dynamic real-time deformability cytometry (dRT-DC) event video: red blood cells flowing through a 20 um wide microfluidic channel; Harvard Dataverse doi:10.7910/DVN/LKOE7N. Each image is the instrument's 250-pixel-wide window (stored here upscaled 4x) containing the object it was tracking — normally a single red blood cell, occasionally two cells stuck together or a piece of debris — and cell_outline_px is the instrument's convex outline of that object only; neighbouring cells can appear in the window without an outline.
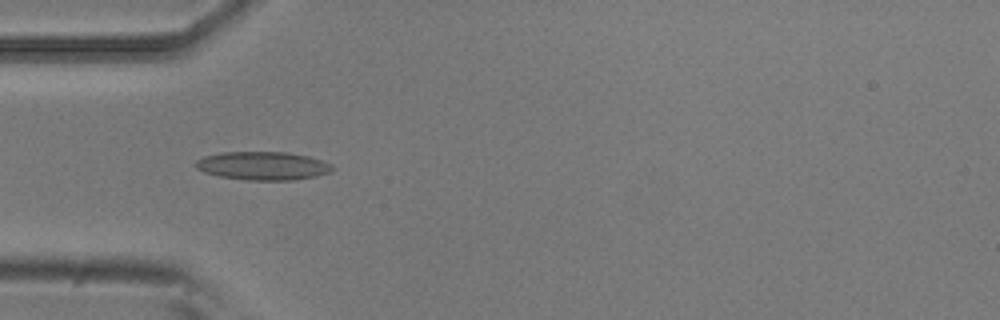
{"species": "common noctule bat (a hibernating species)", "species_latin": "Nyctalus noctula", "temperature_condition": "room temperature", "stored_images_in_passage": 9, "camera_frame_rate_fps": 3000, "um_per_image_px": 0.085, "animal": {"sex": "male", "body_mass_g": 20.5, "forearm_length_mm": 52.5}, "frame": {"image": 1, "passage_image": 4, "time_ms": 1.0, "image_size_px": [1000, 320], "cell_outline_px": [[336, 168], [332, 172], [316, 176], [292, 180], [248, 180], [220, 176], [204, 172], [196, 168], [196, 160], [204, 156], [224, 152], [288, 152], [308, 156], [332, 164]], "centroid_in_image_um": [22.38, 14.09], "position_along_channel_um": 62.6, "area_um2": 22.6}}
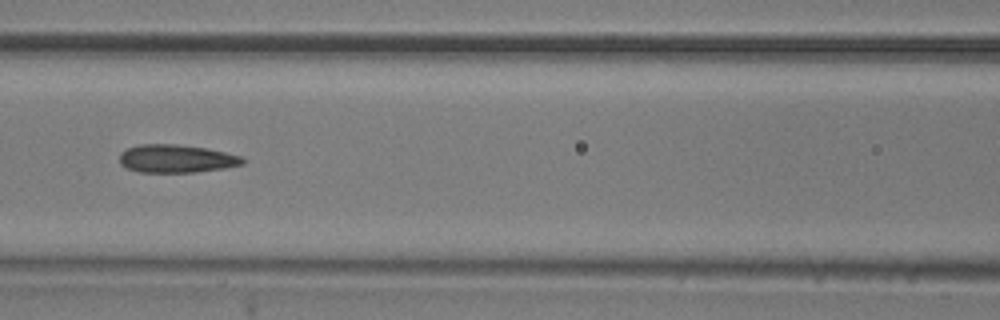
{"frame": {"image": 2, "passage_image": 6, "time_ms": 1.667, "image_size_px": [1000, 320], "cell_outline_px": [[244, 164], [224, 168], [192, 172], [140, 172], [128, 168], [120, 164], [120, 152], [128, 148], [140, 144], [176, 144], [204, 148], [224, 152], [240, 156], [244, 160]], "centroid_in_image_um": [14.96, 13.48], "position_along_channel_um": 151.6, "area_um2": 19.88}}
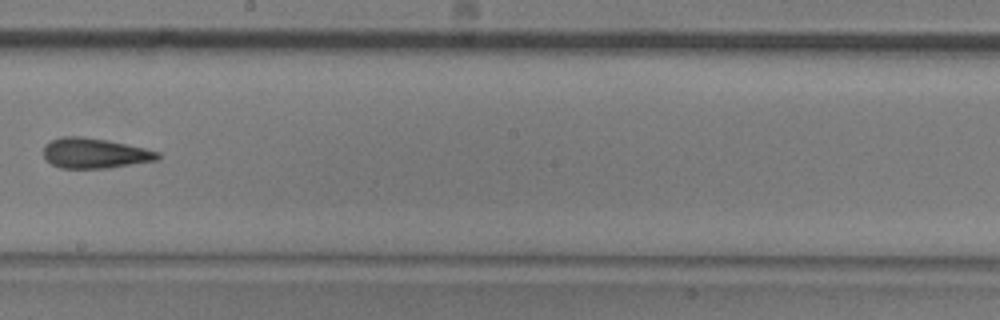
{"frame": {"image": 3, "passage_image": 8, "time_ms": 2.333, "image_size_px": [1000, 320], "cell_outline_px": [[160, 156], [156, 160], [108, 168], [60, 168], [52, 164], [44, 156], [44, 144], [52, 140], [64, 136], [76, 136], [108, 140], [144, 148], [160, 152]], "centroid_in_image_um": [8.04, 13.02], "position_along_channel_um": 240.2, "area_um2": 19.88}}